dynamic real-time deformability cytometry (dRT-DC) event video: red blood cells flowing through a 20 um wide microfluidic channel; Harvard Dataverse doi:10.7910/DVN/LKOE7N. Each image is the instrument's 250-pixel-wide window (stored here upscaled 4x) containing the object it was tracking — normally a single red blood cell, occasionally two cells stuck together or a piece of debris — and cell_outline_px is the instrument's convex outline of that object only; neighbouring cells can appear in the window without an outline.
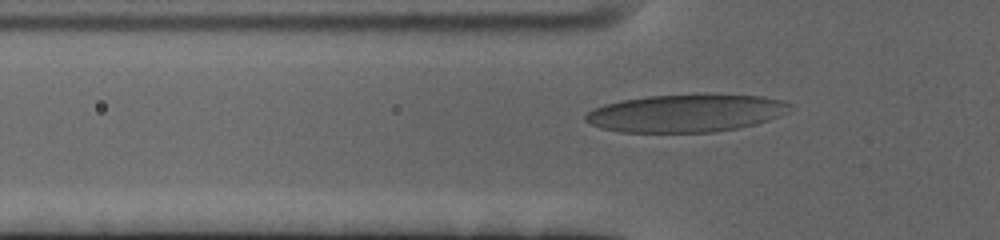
{"species": "human", "species_latin": "Homo sapiens", "temperature_condition": "cold", "stored_images_in_passage": 45, "camera_frame_rate_fps": 3000, "um_per_image_px": 0.085, "donor": {"sex": "female"}, "frame": {"image": 1, "passage_image": 9, "time_ms": 2.667, "image_size_px": [1000, 240], "cell_outline_px": [[796, 104], [788, 112], [780, 116], [756, 124], [736, 128], [712, 132], [620, 132], [600, 128], [584, 120], [584, 116], [588, 112], [604, 104], [620, 100], [648, 96], [764, 96], [784, 100]], "centroid_in_image_um": [58.34, 9.64], "position_along_channel_um": 67.5, "area_um2": 44.39}}
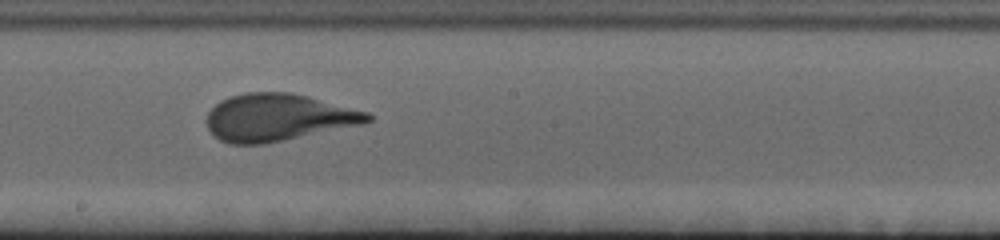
{"frame": {"image": 2, "passage_image": 23, "time_ms": 7.333, "image_size_px": [1000, 240], "cell_outline_px": [[372, 120], [364, 124], [264, 144], [228, 144], [212, 136], [208, 128], [208, 112], [220, 100], [244, 92], [288, 92], [308, 96], [368, 112], [372, 116]], "centroid_in_image_um": [23.62, 9.99], "position_along_channel_um": 224.6, "area_um2": 44.27}}
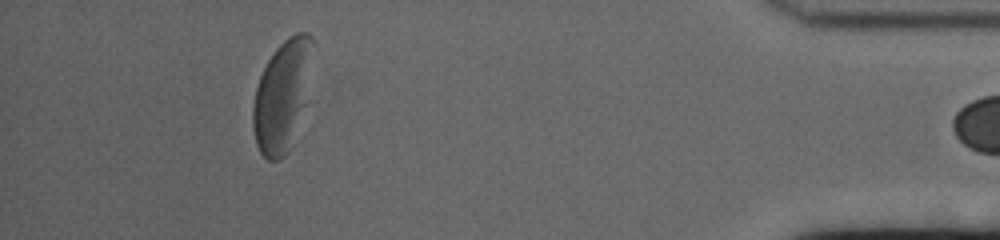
{"frame": {"image": 3, "passage_image": 44, "time_ms": 14.333, "image_size_px": [1000, 240], "cell_outline_px": [[316, 48], [308, 100], [288, 152], [280, 160], [268, 160], [260, 152], [256, 144], [252, 124], [252, 108], [256, 88], [260, 76], [268, 60], [276, 48], [288, 36], [296, 32], [308, 32], [312, 36], [316, 44]], "centroid_in_image_um": [24.06, 8.06], "position_along_channel_um": 411.1, "area_um2": 39.77}}